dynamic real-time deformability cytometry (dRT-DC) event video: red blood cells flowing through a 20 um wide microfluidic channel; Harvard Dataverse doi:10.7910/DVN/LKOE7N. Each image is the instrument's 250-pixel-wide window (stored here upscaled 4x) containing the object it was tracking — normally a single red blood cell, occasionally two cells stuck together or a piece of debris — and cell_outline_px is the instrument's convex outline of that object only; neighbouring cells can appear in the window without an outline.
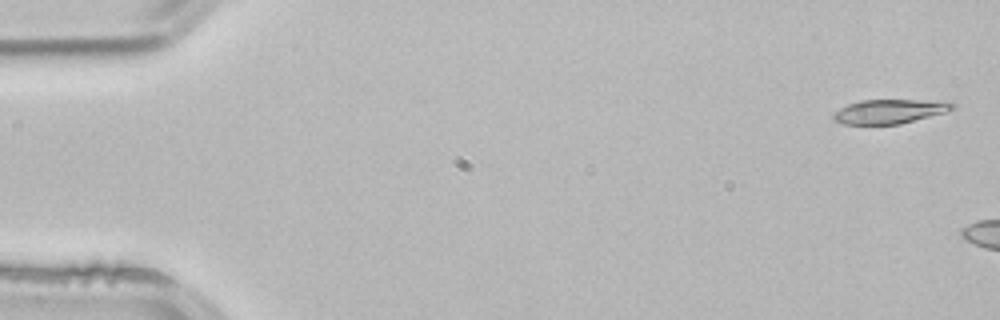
{"species": "common noctule bat (a hibernating species)", "species_latin": "Nyctalus noctula", "temperature_condition": "room temperature", "stored_images_in_passage": 4, "camera_frame_rate_fps": 3000, "um_per_image_px": 0.085, "animal": {"sex": "male", "body_mass_g": 21.5, "forearm_length_mm": 52.0}, "frame": {"image": 1, "passage_image": 1, "time_ms": 0.0, "image_size_px": [1000, 320], "cell_outline_px": [[956, 108], [944, 112], [900, 124], [844, 124], [832, 120], [832, 112], [848, 104], [860, 100], [952, 100], [956, 104]], "centroid_in_image_um": [75.64, 9.45], "position_along_channel_um": 9.4, "area_um2": 17.05}}